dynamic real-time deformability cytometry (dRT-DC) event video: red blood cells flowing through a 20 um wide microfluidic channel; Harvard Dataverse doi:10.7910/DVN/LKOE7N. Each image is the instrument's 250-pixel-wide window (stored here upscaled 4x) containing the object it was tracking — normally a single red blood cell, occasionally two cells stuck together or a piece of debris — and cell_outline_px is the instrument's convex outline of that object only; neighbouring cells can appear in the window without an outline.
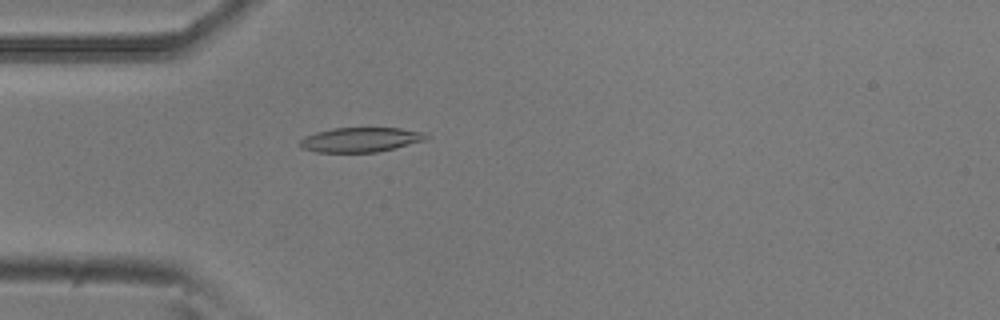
{"species": "common noctule bat (a hibernating species)", "species_latin": "Nyctalus noctula", "temperature_condition": "room temperature", "stored_images_in_passage": 53, "camera_frame_rate_fps": 3000, "um_per_image_px": 0.085, "animal": {"sex": "male", "body_mass_g": 20.5, "forearm_length_mm": 52.5}, "frame": {"image": 1, "passage_image": 15, "time_ms": 4.667, "image_size_px": [1000, 320], "cell_outline_px": [[428, 136], [424, 140], [396, 148], [376, 152], [316, 152], [300, 148], [300, 140], [304, 136], [316, 132], [332, 128], [400, 128], [428, 132]], "centroid_in_image_um": [30.65, 11.87], "position_along_channel_um": 54.4, "area_um2": 18.21}}
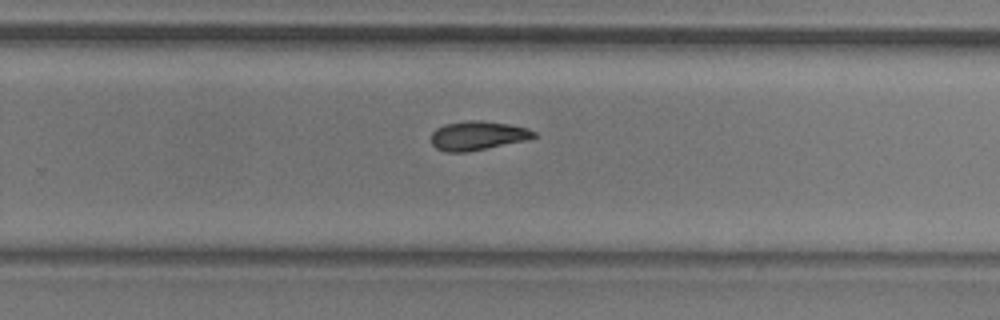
{"frame": {"image": 2, "passage_image": 34, "time_ms": 11.0, "image_size_px": [1000, 320], "cell_outline_px": [[536, 136], [528, 140], [464, 152], [444, 152], [436, 148], [432, 144], [432, 132], [436, 128], [444, 124], [468, 120], [480, 120], [508, 124], [528, 128], [536, 132]], "centroid_in_image_um": [40.59, 11.52], "position_along_channel_um": 289.2, "area_um2": 17.34}}
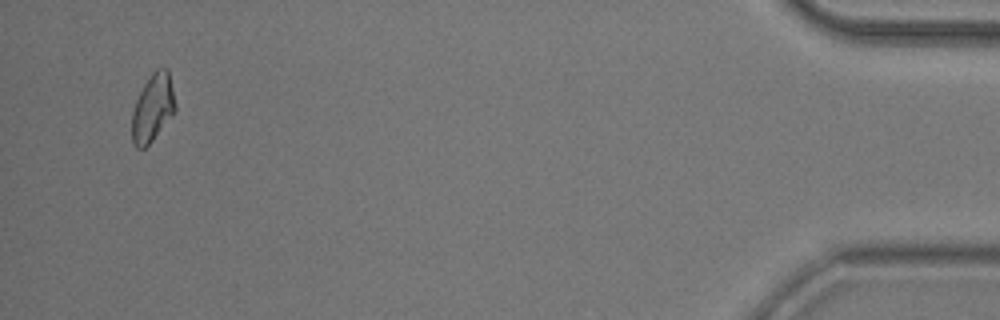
{"frame": {"image": 3, "passage_image": 51, "time_ms": 16.667, "image_size_px": [1000, 320], "cell_outline_px": [[176, 108], [152, 140], [144, 148], [136, 148], [132, 144], [132, 112], [136, 100], [144, 84], [152, 72], [156, 68], [168, 68], [176, 104]], "centroid_in_image_um": [12.97, 9.14], "position_along_channel_um": 422.2, "area_um2": 16.82}, "authors_computed_cell_mechanics": {"area_um2": 17.5712, "velocity_mm_per_s": 3.7915, "shape_relaxation_time_tau1_ms": 7.238, "shape_relaxation_time_tau2_ms": null, "deformation_change_tau1": 0.1748, "deformation_change_tau2": null}}